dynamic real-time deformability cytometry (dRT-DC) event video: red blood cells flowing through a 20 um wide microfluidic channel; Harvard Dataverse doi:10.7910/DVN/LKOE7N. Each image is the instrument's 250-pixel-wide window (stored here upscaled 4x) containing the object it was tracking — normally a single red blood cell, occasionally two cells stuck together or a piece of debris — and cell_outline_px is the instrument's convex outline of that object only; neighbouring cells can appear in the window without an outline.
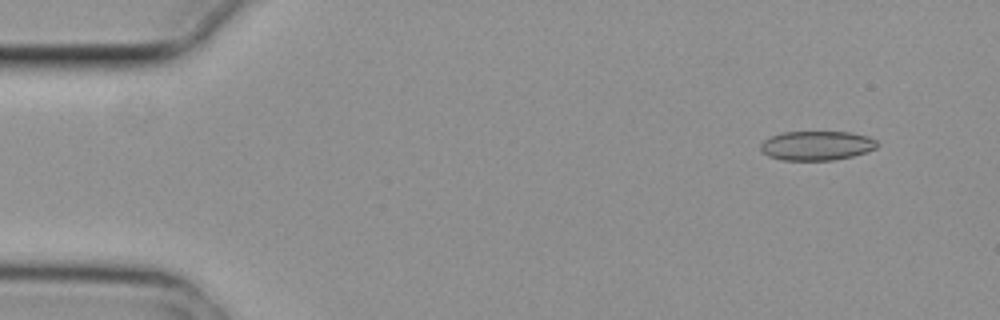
{"species": "common noctule bat (a hibernating species)", "species_latin": "Nyctalus noctula", "temperature_condition": "cold", "stored_images_in_passage": 5, "camera_frame_rate_fps": 3000, "um_per_image_px": 0.085, "animal": {"sex": "female", "body_mass_g": 29.2, "forearm_length_mm": 56.3}, "frame": {"image": 1, "passage_image": 2, "time_ms": 0.333, "image_size_px": [1000, 320], "cell_outline_px": [[880, 144], [876, 148], [868, 152], [852, 156], [832, 160], [784, 160], [768, 156], [760, 148], [760, 144], [764, 140], [772, 136], [784, 132], [848, 132], [868, 136], [876, 140]], "centroid_in_image_um": [69.46, 12.38], "position_along_channel_um": 15.5, "area_um2": 19.88}}
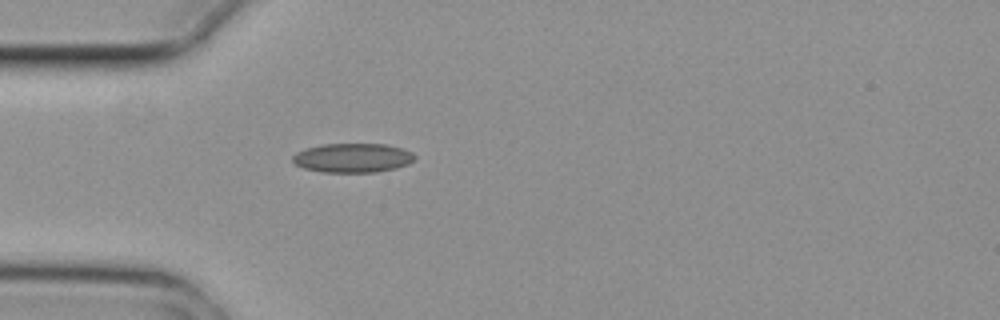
{"frame": {"image": 2, "passage_image": 5, "time_ms": 1.333, "image_size_px": [1000, 320], "cell_outline_px": [[416, 156], [408, 164], [396, 168], [376, 172], [320, 172], [304, 168], [296, 164], [292, 160], [292, 156], [296, 152], [304, 148], [324, 144], [388, 144], [412, 152]], "centroid_in_image_um": [29.96, 13.42], "position_along_channel_um": 55.0, "area_um2": 20.81}}